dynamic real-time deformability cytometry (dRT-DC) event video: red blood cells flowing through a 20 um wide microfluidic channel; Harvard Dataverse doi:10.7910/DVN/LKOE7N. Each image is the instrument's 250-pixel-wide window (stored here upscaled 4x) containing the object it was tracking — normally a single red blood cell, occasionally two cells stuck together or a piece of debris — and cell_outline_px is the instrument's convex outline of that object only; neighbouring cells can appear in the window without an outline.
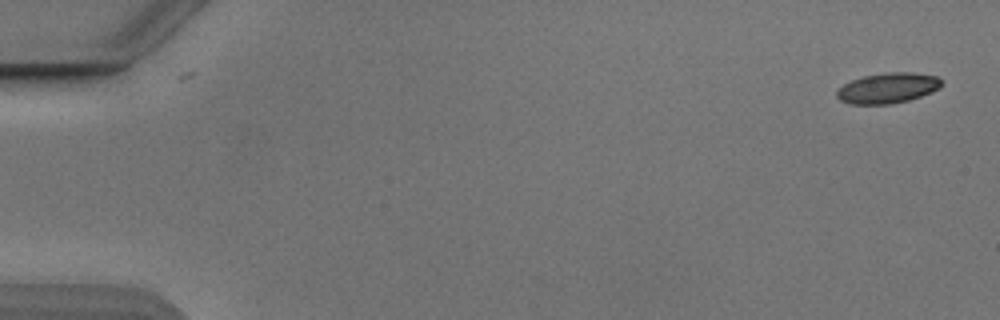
{"species": "Egyptian fruit bat (a non-hibernating species)", "species_latin": "Rousettus aegyptiacus", "temperature_condition": "cold", "stored_images_in_passage": 52, "camera_frame_rate_fps": 3000, "um_per_image_px": 0.085, "animal": {"sex": "male"}, "frame": {"image": 1, "passage_image": 1, "time_ms": 0.0, "image_size_px": [1000, 320], "cell_outline_px": [[944, 84], [940, 88], [932, 92], [908, 100], [888, 104], [852, 104], [840, 100], [836, 96], [836, 92], [844, 84], [852, 80], [864, 76], [884, 72], [916, 72], [936, 76], [944, 80]], "centroid_in_image_um": [75.51, 7.47], "position_along_channel_um": 9.5, "area_um2": 18.67}}
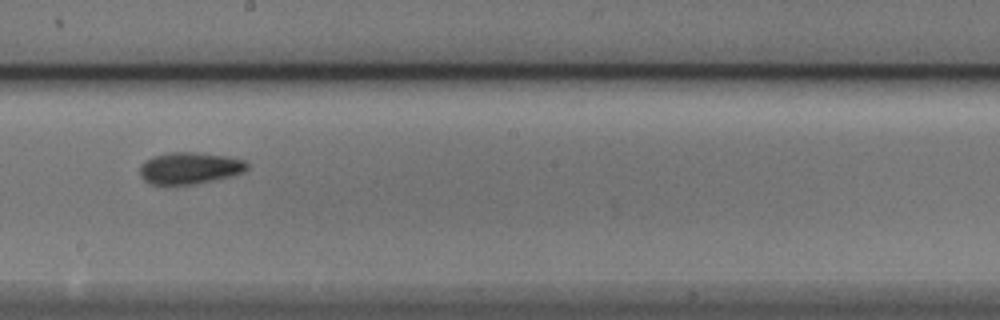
{"frame": {"image": 2, "passage_image": 30, "time_ms": 9.667, "image_size_px": [1000, 320], "cell_outline_px": [[248, 168], [244, 172], [232, 176], [196, 184], [152, 184], [144, 180], [140, 176], [140, 164], [144, 160], [152, 156], [168, 152], [196, 152], [228, 156], [244, 160], [248, 164]], "centroid_in_image_um": [16.12, 14.28], "position_along_channel_um": 232.1, "area_um2": 20.06}}
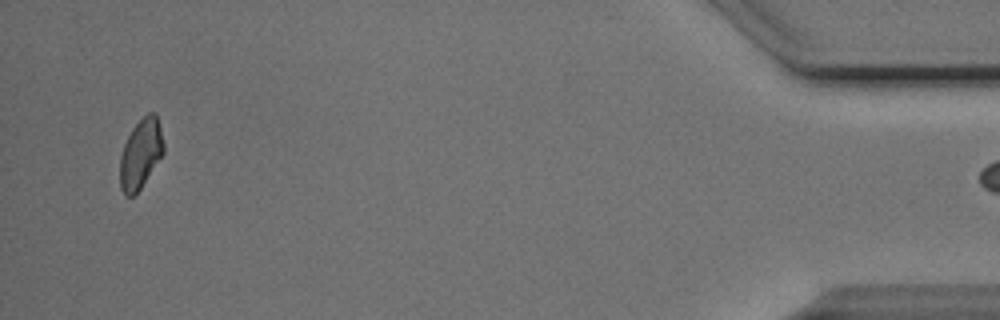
{"frame": {"image": 3, "passage_image": 51, "time_ms": 16.667, "image_size_px": [1000, 320], "cell_outline_px": [[164, 152], [140, 188], [132, 196], [124, 196], [120, 188], [120, 156], [124, 144], [132, 128], [148, 112], [156, 112], [164, 144]], "centroid_in_image_um": [11.95, 13.06], "position_along_channel_um": 423.3, "area_um2": 17.51}}